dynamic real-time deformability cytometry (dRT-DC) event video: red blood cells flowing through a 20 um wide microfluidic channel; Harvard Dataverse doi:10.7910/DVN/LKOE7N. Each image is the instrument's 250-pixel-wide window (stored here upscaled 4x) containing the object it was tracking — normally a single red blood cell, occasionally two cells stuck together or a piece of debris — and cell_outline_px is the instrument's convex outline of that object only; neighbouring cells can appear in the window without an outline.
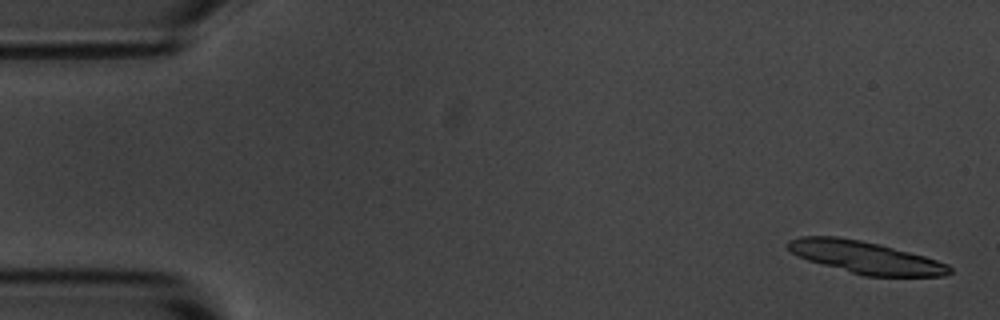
{"species": "common noctule bat (a hibernating species)", "species_latin": "Nyctalus noctula", "temperature_condition": "room temperature", "stored_images_in_passage": 5, "camera_frame_rate_fps": 3000, "um_per_image_px": 0.085, "animal": {"sex": "male", "body_mass_g": 20.1, "forearm_length_mm": 53.5}, "frame": {"image": 1, "passage_image": 1, "time_ms": 0.0, "image_size_px": [1000, 320], "cell_outline_px": [[952, 272], [944, 276], [864, 276], [808, 260], [792, 252], [788, 248], [788, 240], [800, 236], [836, 236], [860, 240], [880, 244], [924, 256], [948, 264], [952, 268]], "centroid_in_image_um": [73.58, 21.87], "position_along_channel_um": 11.4, "area_um2": 30.11}}